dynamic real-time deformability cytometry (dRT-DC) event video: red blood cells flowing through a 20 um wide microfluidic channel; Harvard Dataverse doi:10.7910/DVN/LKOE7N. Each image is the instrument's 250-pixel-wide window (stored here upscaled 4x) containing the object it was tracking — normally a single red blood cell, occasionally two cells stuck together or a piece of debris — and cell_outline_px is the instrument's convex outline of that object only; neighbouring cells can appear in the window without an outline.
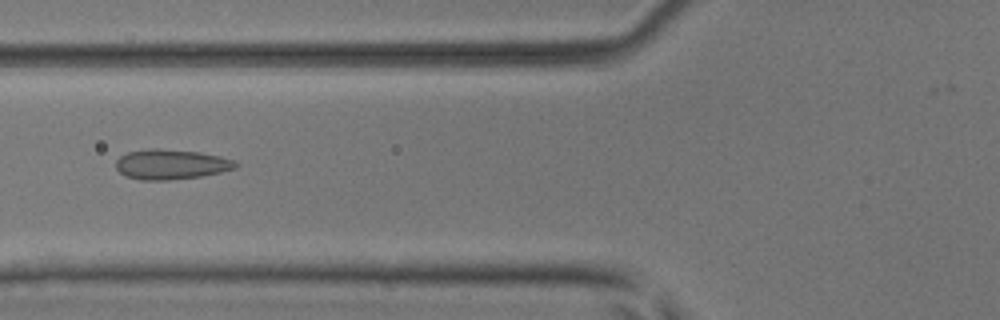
{"species": "common noctule bat (a hibernating species)", "species_latin": "Nyctalus noctula", "temperature_condition": "room temperature", "stored_images_in_passage": 2, "camera_frame_rate_fps": 3000, "um_per_image_px": 0.085, "animal": {"sex": "male", "body_mass_g": 17.9, "forearm_length_mm": 54.2}, "frame": {"image": 1, "passage_image": 2, "time_ms": 0.333, "image_size_px": [1000, 320], "cell_outline_px": [[240, 164], [236, 168], [220, 172], [200, 176], [168, 180], [140, 180], [124, 176], [116, 168], [116, 160], [120, 156], [128, 152], [148, 148], [156, 148], [200, 152], [220, 156], [232, 160]], "centroid_in_image_um": [14.51, 13.96], "position_along_channel_um": 111.3, "area_um2": 20.98}}